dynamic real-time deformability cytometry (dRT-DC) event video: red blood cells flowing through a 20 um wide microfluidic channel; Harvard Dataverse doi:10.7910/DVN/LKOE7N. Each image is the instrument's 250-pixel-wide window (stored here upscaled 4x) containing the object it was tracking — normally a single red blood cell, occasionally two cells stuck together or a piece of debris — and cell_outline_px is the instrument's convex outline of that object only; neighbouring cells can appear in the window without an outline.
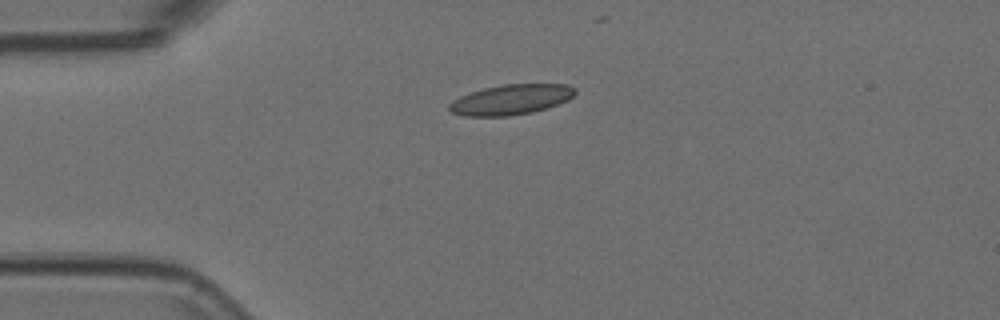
{"species": "Egyptian fruit bat (a non-hibernating species)", "species_latin": "Rousettus aegyptiacus", "temperature_condition": "room temperature", "stored_images_in_passage": 31, "camera_frame_rate_fps": 3000, "um_per_image_px": 0.085, "animal": {"sex": "female"}, "frame": {"image": 1, "passage_image": 1, "time_ms": 0.0, "image_size_px": [1000, 320], "cell_outline_px": [[576, 92], [568, 100], [532, 112], [508, 116], [464, 116], [452, 112], [448, 108], [448, 104], [452, 100], [460, 96], [484, 88], [504, 84], [568, 84], [576, 88]], "centroid_in_image_um": [43.42, 8.46], "position_along_channel_um": 41.6, "area_um2": 22.02}}
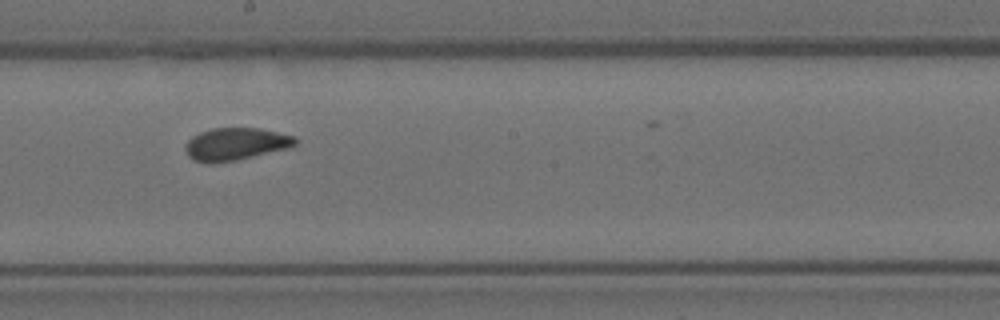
{"frame": {"image": 2, "passage_image": 18, "time_ms": 5.667, "image_size_px": [1000, 320], "cell_outline_px": [[296, 144], [292, 148], [236, 160], [212, 164], [208, 164], [192, 160], [188, 156], [184, 148], [184, 144], [192, 136], [200, 132], [212, 128], [260, 128], [296, 136]], "centroid_in_image_um": [20.02, 12.25], "position_along_channel_um": 228.2, "area_um2": 21.21}}
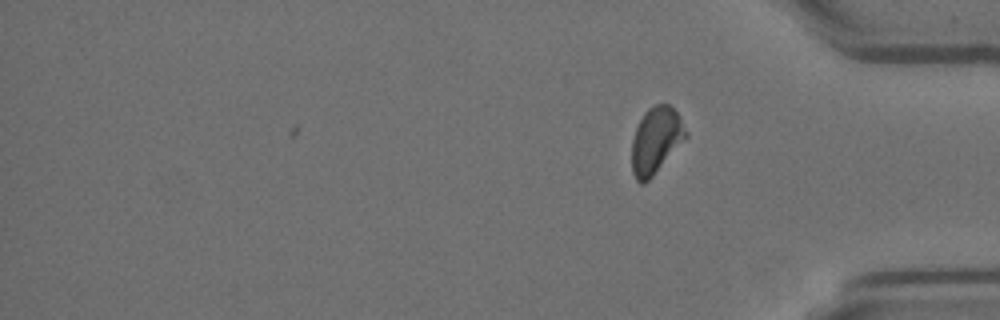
{"frame": {"image": 3, "passage_image": 31, "time_ms": 10.0, "image_size_px": [1000, 320], "cell_outline_px": [[688, 136], [652, 176], [644, 184], [640, 184], [636, 180], [632, 172], [632, 140], [636, 128], [644, 112], [648, 108], [656, 104], [668, 104], [680, 116], [688, 132]], "centroid_in_image_um": [55.75, 11.93], "position_along_channel_um": 379.4, "area_um2": 20.81}, "authors_computed_cell_mechanics": {"area_um2": 21.097, "velocity_mm_per_s": 3.6974, "shape_relaxation_time_tau1_ms": 6.2003, "shape_relaxation_time_tau2_ms": 1.0824, "deformation_change_tau1": 0.1397, "deformation_change_tau2": 0.057}}